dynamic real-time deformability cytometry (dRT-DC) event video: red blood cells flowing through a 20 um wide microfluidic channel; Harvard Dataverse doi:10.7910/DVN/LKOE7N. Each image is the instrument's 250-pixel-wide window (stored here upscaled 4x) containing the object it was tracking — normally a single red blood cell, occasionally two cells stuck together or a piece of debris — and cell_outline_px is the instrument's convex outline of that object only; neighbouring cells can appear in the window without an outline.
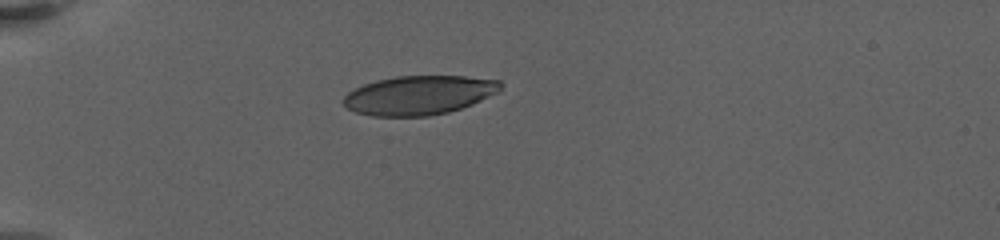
{"species": "human", "species_latin": "Homo sapiens", "temperature_condition": "warm", "stored_images_in_passage": 3, "camera_frame_rate_fps": 3000, "um_per_image_px": 0.085, "donor": {"sex": "female"}, "frame": {"image": 1, "passage_image": 1, "time_ms": 0.0, "image_size_px": [1000, 240], "cell_outline_px": [[504, 84], [500, 92], [472, 104], [448, 112], [428, 116], [372, 116], [356, 112], [348, 108], [340, 100], [348, 92], [364, 84], [376, 80], [396, 76], [464, 76], [500, 80]], "centroid_in_image_um": [35.64, 8.08], "position_along_channel_um": 49.4, "area_um2": 35.95}}
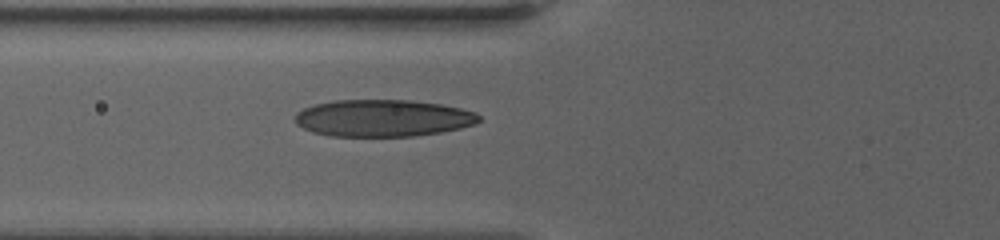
{"frame": {"image": 2, "passage_image": 3, "time_ms": 2.333, "image_size_px": [1000, 240], "cell_outline_px": [[480, 120], [476, 124], [460, 128], [440, 132], [412, 136], [328, 136], [312, 132], [296, 124], [296, 112], [312, 104], [332, 100], [408, 100], [440, 104], [460, 108], [476, 112], [480, 116]], "centroid_in_image_um": [32.53, 10.03], "position_along_channel_um": 93.3, "area_um2": 39.77}}